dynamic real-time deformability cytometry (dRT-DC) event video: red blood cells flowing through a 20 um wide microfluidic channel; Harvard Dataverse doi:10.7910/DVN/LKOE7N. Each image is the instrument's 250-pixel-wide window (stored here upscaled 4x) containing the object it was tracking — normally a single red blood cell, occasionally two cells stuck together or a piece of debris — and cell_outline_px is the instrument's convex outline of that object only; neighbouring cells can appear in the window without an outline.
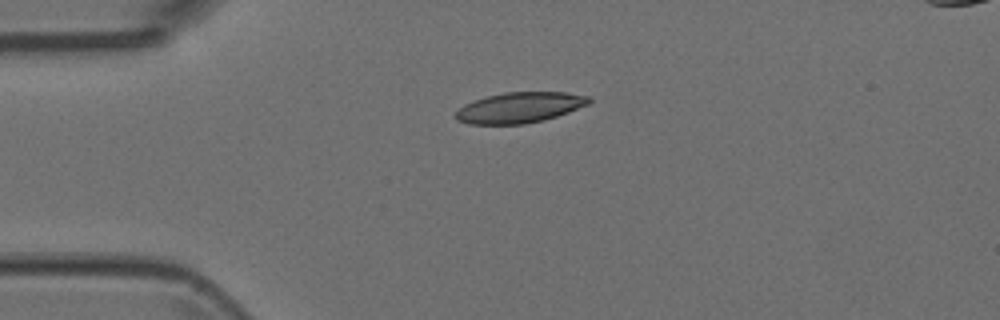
{"species": "Egyptian fruit bat (a non-hibernating species)", "species_latin": "Rousettus aegyptiacus", "temperature_condition": "room temperature", "stored_images_in_passage": 8, "camera_frame_rate_fps": 3000, "um_per_image_px": 0.085, "animal": {"sex": "female"}, "frame": {"image": 1, "passage_image": 1, "time_ms": 0.0, "image_size_px": [1000, 320], "cell_outline_px": [[592, 100], [588, 104], [568, 112], [544, 120], [524, 124], [468, 124], [456, 120], [452, 116], [464, 104], [488, 96], [504, 92], [568, 92], [592, 96]], "centroid_in_image_um": [44.18, 9.14], "position_along_channel_um": 40.8, "area_um2": 23.87}}
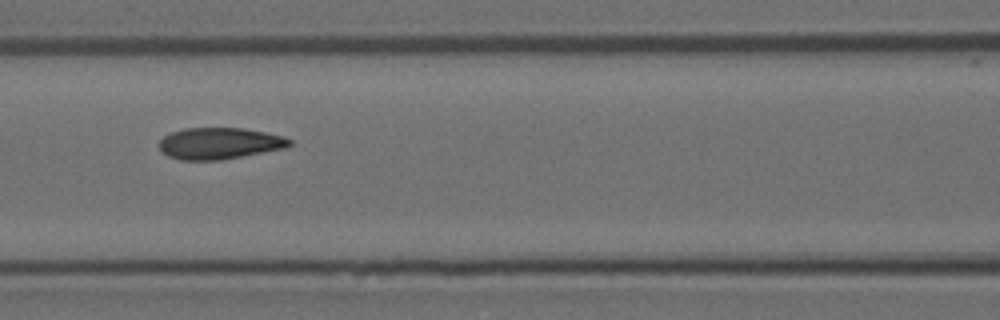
{"frame": {"image": 2, "passage_image": 4, "time_ms": 1.0, "image_size_px": [1000, 320], "cell_outline_px": [[292, 144], [284, 148], [220, 160], [180, 160], [168, 156], [160, 148], [160, 140], [164, 136], [172, 132], [184, 128], [244, 128], [284, 136], [292, 140]], "centroid_in_image_um": [18.66, 12.18], "position_along_channel_um": 147.9, "area_um2": 23.76}}
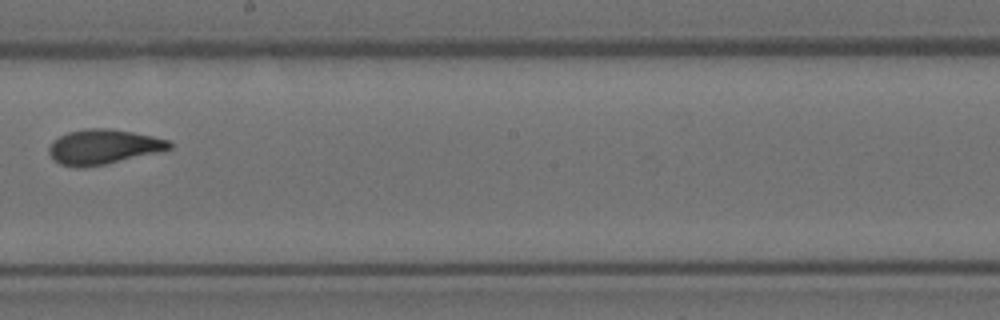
{"frame": {"image": 3, "passage_image": 6, "time_ms": 1.667, "image_size_px": [1000, 320], "cell_outline_px": [[172, 148], [160, 152], [104, 164], [84, 168], [76, 168], [60, 164], [48, 152], [48, 148], [60, 136], [68, 132], [84, 128], [108, 128], [132, 132], [152, 136], [168, 140], [172, 144]], "centroid_in_image_um": [8.79, 12.48], "position_along_channel_um": 239.4, "area_um2": 24.28}}